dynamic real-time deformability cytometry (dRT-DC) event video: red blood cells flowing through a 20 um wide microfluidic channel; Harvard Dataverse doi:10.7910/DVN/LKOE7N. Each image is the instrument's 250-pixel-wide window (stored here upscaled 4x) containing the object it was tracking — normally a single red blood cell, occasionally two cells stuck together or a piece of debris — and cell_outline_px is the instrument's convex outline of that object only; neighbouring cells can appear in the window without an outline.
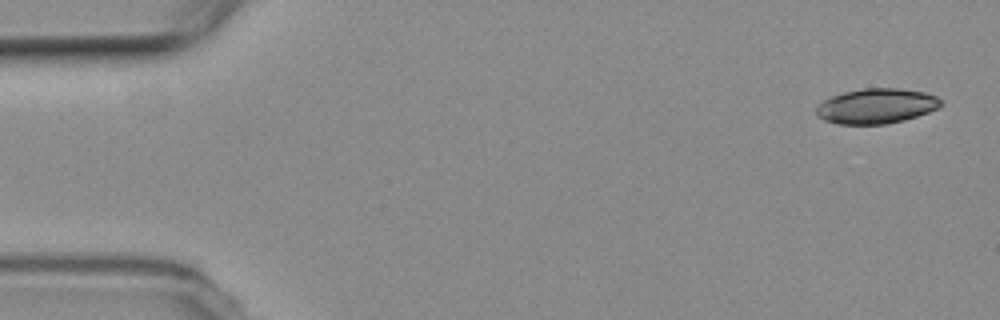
{"species": "common noctule bat (a hibernating species)", "species_latin": "Nyctalus noctula", "temperature_condition": "room temperature", "stored_images_in_passage": 5, "camera_frame_rate_fps": 3000, "um_per_image_px": 0.085, "animal": {"sex": "female", "body_mass_g": 19.3, "forearm_length_mm": 54.1}, "frame": {"image": 1, "passage_image": 1, "time_ms": 0.0, "image_size_px": [1000, 320], "cell_outline_px": [[944, 104], [928, 112], [904, 120], [884, 124], [836, 124], [824, 120], [816, 116], [816, 108], [824, 100], [832, 96], [844, 92], [864, 88], [896, 88], [924, 92], [936, 96]], "centroid_in_image_um": [74.47, 9.02], "position_along_channel_um": 10.5, "area_um2": 25.32}}
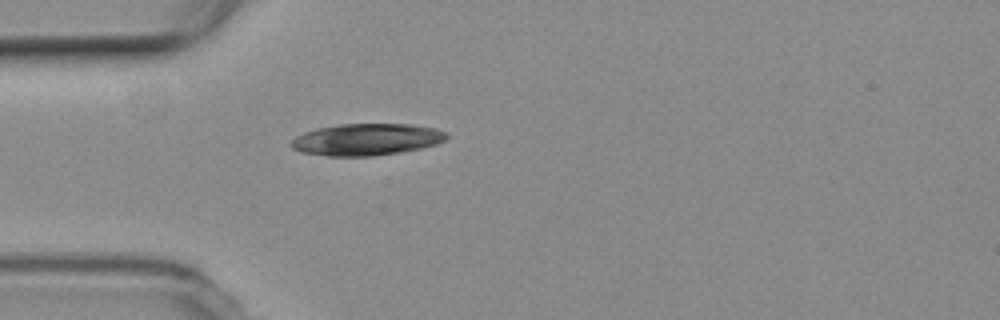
{"frame": {"image": 2, "passage_image": 5, "time_ms": 4.667, "image_size_px": [1000, 320], "cell_outline_px": [[448, 136], [444, 140], [436, 144], [420, 148], [400, 152], [372, 156], [328, 156], [300, 152], [292, 148], [288, 144], [296, 136], [304, 132], [316, 128], [336, 124], [412, 124], [436, 128], [448, 132]], "centroid_in_image_um": [31.13, 11.85], "position_along_channel_um": 53.9, "area_um2": 29.02}}